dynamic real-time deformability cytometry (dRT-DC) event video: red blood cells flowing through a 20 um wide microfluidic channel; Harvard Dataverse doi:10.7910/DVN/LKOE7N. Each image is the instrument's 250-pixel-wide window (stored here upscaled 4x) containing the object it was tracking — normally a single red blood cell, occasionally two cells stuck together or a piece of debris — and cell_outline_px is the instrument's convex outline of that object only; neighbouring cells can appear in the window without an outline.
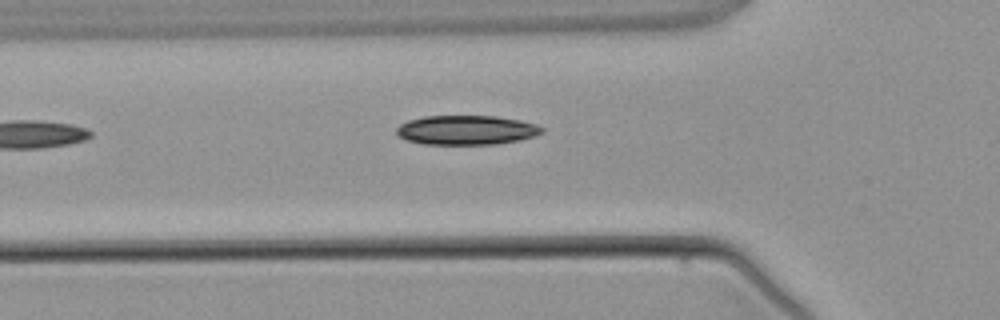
{"species": "common noctule bat (a hibernating species)", "species_latin": "Nyctalus noctula", "temperature_condition": "warm", "stored_images_in_passage": 2, "camera_frame_rate_fps": 3000, "um_per_image_px": 0.085, "animal": {"sex": "male", "body_mass_g": 21.5, "forearm_length_mm": 52.0}, "frame": {"image": 1, "passage_image": 2, "time_ms": 1.333, "image_size_px": [1000, 320], "cell_outline_px": [[544, 132], [536, 136], [520, 140], [496, 144], [424, 144], [408, 140], [400, 136], [396, 132], [396, 128], [400, 124], [408, 120], [424, 116], [496, 116], [520, 120], [536, 124], [544, 128]], "centroid_in_image_um": [39.68, 11.05], "position_along_channel_um": 86.1, "area_um2": 24.97}}